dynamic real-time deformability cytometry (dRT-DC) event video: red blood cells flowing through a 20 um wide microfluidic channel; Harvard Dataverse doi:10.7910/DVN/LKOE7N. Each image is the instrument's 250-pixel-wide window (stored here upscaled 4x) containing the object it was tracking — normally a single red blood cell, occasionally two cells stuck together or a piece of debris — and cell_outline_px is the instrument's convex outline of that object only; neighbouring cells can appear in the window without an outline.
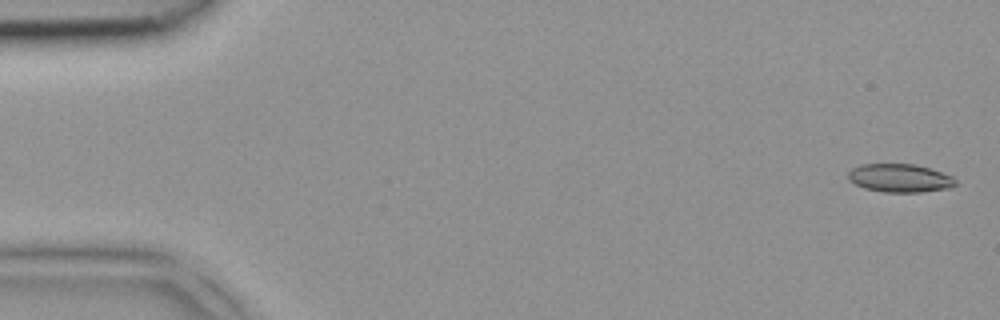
{"species": "common noctule bat (a hibernating species)", "species_latin": "Nyctalus noctula", "temperature_condition": "room temperature", "stored_images_in_passage": 5, "camera_frame_rate_fps": 3000, "um_per_image_px": 0.085, "animal": {"sex": "female", "body_mass_g": 18.4}, "frame": {"image": 1, "passage_image": 1, "time_ms": 0.0, "image_size_px": [1000, 320], "cell_outline_px": [[956, 184], [948, 188], [920, 192], [884, 192], [864, 188], [848, 180], [848, 172], [852, 168], [860, 164], [912, 164], [928, 168], [952, 176], [956, 180]], "centroid_in_image_um": [76.45, 15.13], "position_along_channel_um": 8.6, "area_um2": 17.57}}